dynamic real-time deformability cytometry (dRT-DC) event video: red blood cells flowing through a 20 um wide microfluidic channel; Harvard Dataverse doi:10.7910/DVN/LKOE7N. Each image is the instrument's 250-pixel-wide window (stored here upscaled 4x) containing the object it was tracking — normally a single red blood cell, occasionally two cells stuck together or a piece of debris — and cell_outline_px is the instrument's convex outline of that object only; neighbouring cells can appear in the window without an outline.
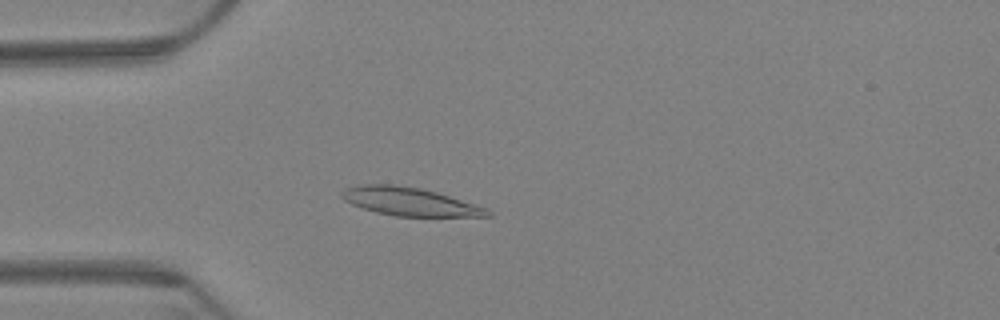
{"species": "Egyptian fruit bat (a non-hibernating species)", "species_latin": "Rousettus aegyptiacus", "temperature_condition": "warm", "stored_images_in_passage": 64, "camera_frame_rate_fps": 3000, "um_per_image_px": 0.085, "animal": {"sex": "female"}, "frame": {"image": 1, "passage_image": 18, "time_ms": 5.667, "image_size_px": [1000, 320], "cell_outline_px": [[492, 216], [396, 216], [376, 212], [352, 204], [344, 200], [340, 196], [340, 192], [344, 188], [356, 184], [396, 184], [420, 188], [436, 192], [488, 208], [492, 212]], "centroid_in_image_um": [34.78, 17.12], "position_along_channel_um": 50.2, "area_um2": 23.99}}
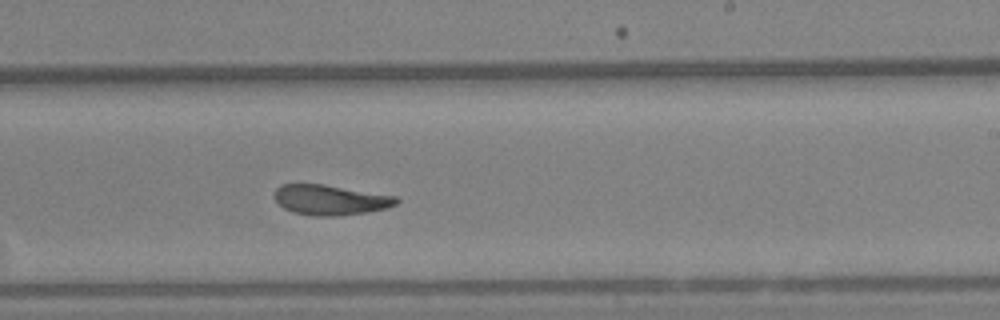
{"frame": {"image": 2, "passage_image": 39, "time_ms": 12.667, "image_size_px": [1000, 320], "cell_outline_px": [[400, 200], [396, 204], [388, 208], [368, 212], [336, 216], [312, 216], [292, 212], [284, 208], [272, 196], [276, 188], [280, 184], [324, 184], [396, 196]], "centroid_in_image_um": [28.07, 16.99], "position_along_channel_um": 260.9, "area_um2": 21.62}}
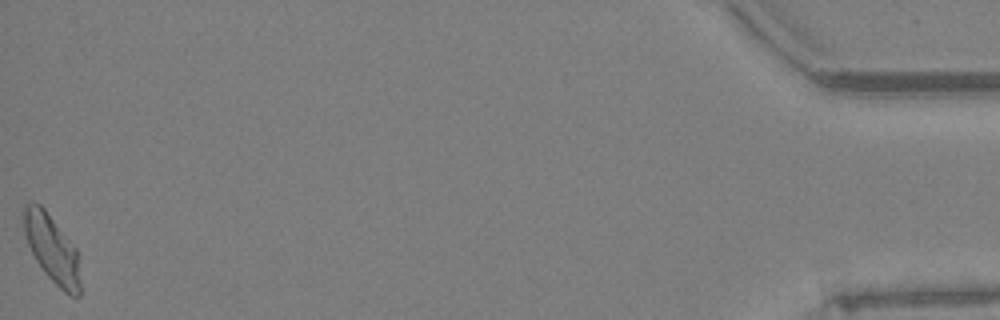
{"frame": {"image": 3, "passage_image": 64, "time_ms": 21.0, "image_size_px": [1000, 320], "cell_outline_px": [[80, 296], [72, 296], [64, 292], [44, 272], [36, 260], [28, 244], [24, 232], [24, 208], [32, 200], [40, 204], [44, 208], [76, 248], [80, 280]], "centroid_in_image_um": [4.42, 21.14], "position_along_channel_um": 430.8, "area_um2": 21.91}, "authors_computed_cell_mechanics": {"area_um2": 22.3686, "velocity_mm_per_s": 3.209, "shape_relaxation_time_tau1_ms": 6.9001, "shape_relaxation_time_tau2_ms": 2.3946, "deformation_change_tau1": 0.1824, "deformation_change_tau2": 0.0953}}